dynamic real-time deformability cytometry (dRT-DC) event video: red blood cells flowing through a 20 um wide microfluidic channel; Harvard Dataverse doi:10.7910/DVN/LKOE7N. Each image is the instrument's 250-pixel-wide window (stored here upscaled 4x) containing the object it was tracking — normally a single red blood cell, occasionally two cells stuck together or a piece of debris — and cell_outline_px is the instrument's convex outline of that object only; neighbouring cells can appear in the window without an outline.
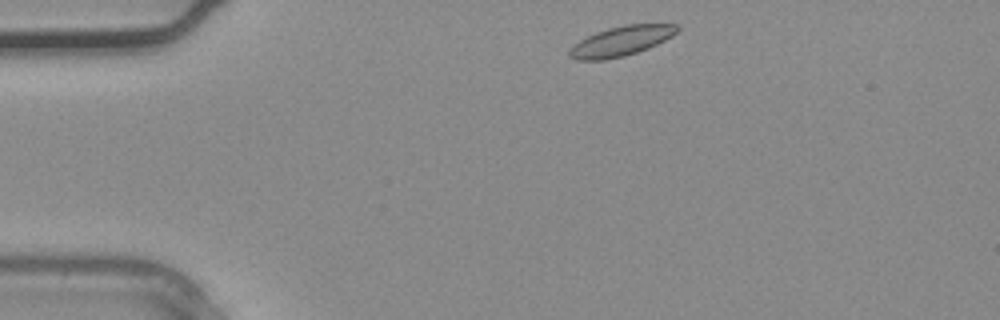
{"species": "common noctule bat (a hibernating species)", "species_latin": "Nyctalus noctula", "temperature_condition": "warm", "stored_images_in_passage": 32, "camera_frame_rate_fps": 3000, "um_per_image_px": 0.085, "animal": {"sex": "male", "body_mass_g": 20.4}, "frame": {"image": 1, "passage_image": 1, "time_ms": 0.0, "image_size_px": [1000, 320], "cell_outline_px": [[680, 28], [672, 36], [648, 48], [624, 56], [604, 60], [576, 60], [568, 56], [568, 52], [580, 40], [596, 32], [608, 28], [624, 24], [680, 24]], "centroid_in_image_um": [52.81, 3.49], "position_along_channel_um": 32.2, "area_um2": 18.55}}